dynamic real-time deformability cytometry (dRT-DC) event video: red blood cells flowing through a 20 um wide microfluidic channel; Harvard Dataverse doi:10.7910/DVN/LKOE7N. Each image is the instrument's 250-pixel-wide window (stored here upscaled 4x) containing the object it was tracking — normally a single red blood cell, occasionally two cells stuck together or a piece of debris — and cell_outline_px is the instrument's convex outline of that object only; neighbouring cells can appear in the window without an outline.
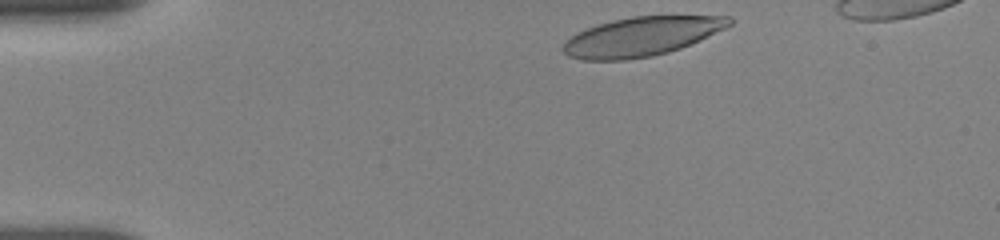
{"species": "human", "species_latin": "Homo sapiens", "temperature_condition": "room temperature", "stored_images_in_passage": 38, "camera_frame_rate_fps": 3000, "um_per_image_px": 0.085, "donor": {"sex": "female"}, "frame": {"image": 1, "passage_image": 1, "time_ms": 0.0, "image_size_px": [1000, 240], "cell_outline_px": [[732, 24], [700, 40], [680, 48], [668, 52], [652, 56], [628, 60], [580, 60], [568, 56], [564, 52], [564, 44], [576, 32], [596, 24], [612, 20], [632, 16], [732, 16]], "centroid_in_image_um": [54.51, 3.1], "position_along_channel_um": 30.5, "area_um2": 37.74}}
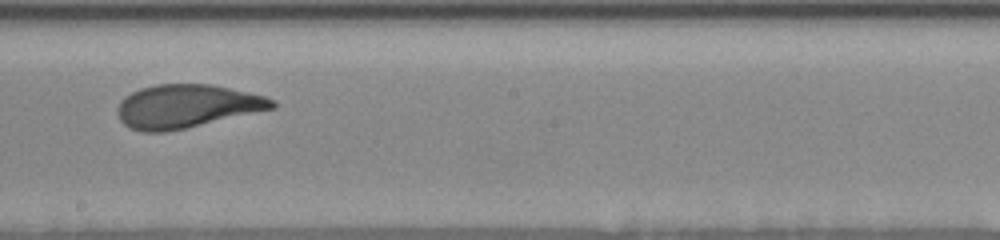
{"frame": {"image": 2, "passage_image": 22, "time_ms": 7.0, "image_size_px": [1000, 240], "cell_outline_px": [[276, 108], [184, 128], [164, 132], [140, 132], [128, 128], [120, 120], [116, 112], [116, 108], [120, 100], [124, 96], [140, 88], [156, 84], [212, 84], [264, 96], [276, 100]], "centroid_in_image_um": [15.82, 9.03], "position_along_channel_um": 232.4, "area_um2": 39.19}}
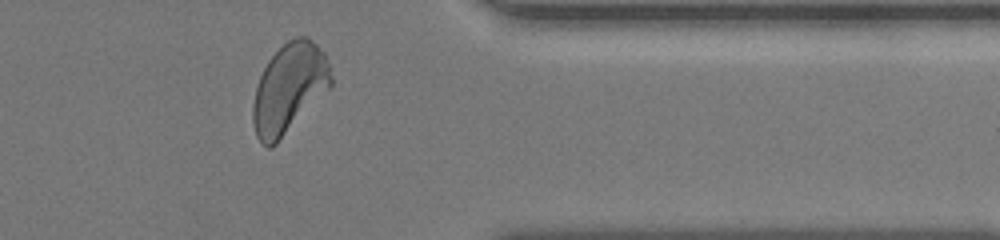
{"frame": {"image": 3, "passage_image": 35, "time_ms": 11.333, "image_size_px": [1000, 240], "cell_outline_px": [[332, 84], [276, 144], [272, 148], [268, 148], [260, 144], [256, 136], [252, 120], [252, 108], [256, 88], [260, 76], [268, 60], [288, 40], [296, 36], [308, 36], [324, 52], [328, 64], [332, 80]], "centroid_in_image_um": [24.54, 7.51], "position_along_channel_um": 386.9, "area_um2": 40.29}, "authors_computed_cell_mechanics": {"area_um2": 39.1595, "velocity_mm_per_s": 3.7967, "shape_relaxation_time_tau1_ms": 3.8623, "shape_relaxation_time_tau2_ms": 0.9251, "deformation_change_tau1": 0.1734, "deformation_change_tau2": 0.0822}}